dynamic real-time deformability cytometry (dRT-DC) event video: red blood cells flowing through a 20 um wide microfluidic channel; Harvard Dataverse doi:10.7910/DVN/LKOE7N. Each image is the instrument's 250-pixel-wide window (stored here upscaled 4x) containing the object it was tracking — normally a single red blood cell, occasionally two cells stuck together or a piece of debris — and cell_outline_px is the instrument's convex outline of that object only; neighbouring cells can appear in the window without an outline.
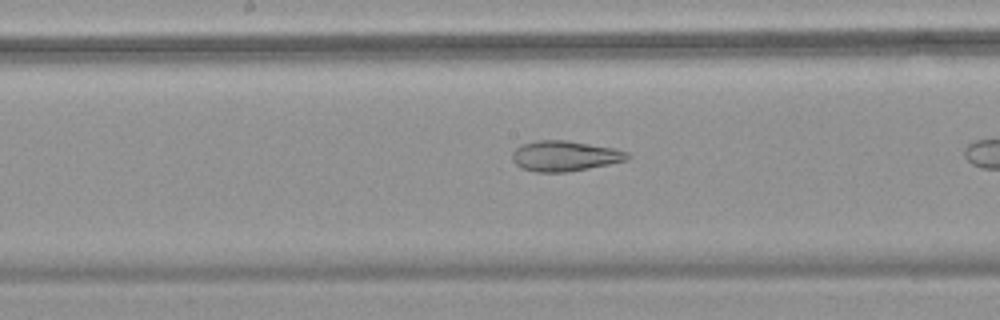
{"species": "common noctule bat (a hibernating species)", "species_latin": "Nyctalus noctula", "temperature_condition": "warm", "stored_images_in_passage": 11, "camera_frame_rate_fps": 3000, "um_per_image_px": 0.085, "animal": {"sex": "female", "body_mass_g": 18.4}, "frame": {"image": 1, "passage_image": 10, "time_ms": 3.0, "image_size_px": [1000, 320], "cell_outline_px": [[632, 156], [628, 160], [568, 172], [536, 172], [520, 168], [512, 160], [512, 152], [520, 144], [536, 140], [568, 140], [612, 148], [628, 152]], "centroid_in_image_um": [47.98, 13.25], "position_along_channel_um": 200.2, "area_um2": 20.52}}